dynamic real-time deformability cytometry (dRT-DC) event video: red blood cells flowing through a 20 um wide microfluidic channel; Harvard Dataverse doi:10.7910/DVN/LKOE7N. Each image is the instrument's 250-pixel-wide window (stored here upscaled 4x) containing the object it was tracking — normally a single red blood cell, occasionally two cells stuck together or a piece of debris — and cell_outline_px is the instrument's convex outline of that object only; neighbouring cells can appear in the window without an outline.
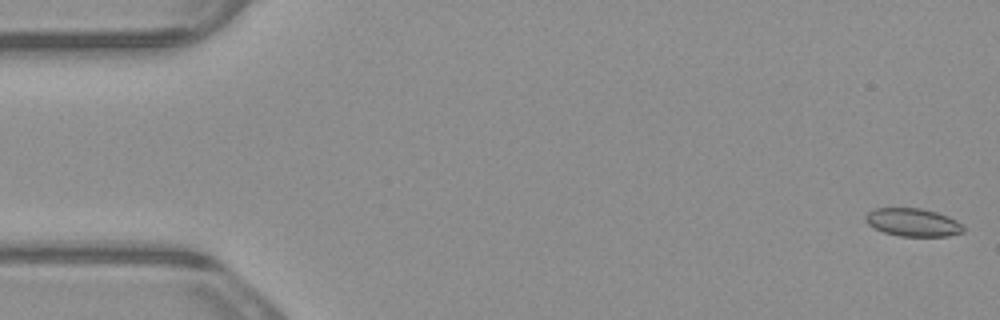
{"species": "common noctule bat (a hibernating species)", "species_latin": "Nyctalus noctula", "temperature_condition": "warm", "stored_images_in_passage": 5, "camera_frame_rate_fps": 3000, "um_per_image_px": 0.085, "animal": {"sex": "male", "body_mass_g": 23.1, "forearm_length_mm": 52.7}, "frame": {"image": 1, "passage_image": 1, "time_ms": 0.0, "image_size_px": [1000, 320], "cell_outline_px": [[964, 232], [948, 236], [900, 236], [884, 232], [868, 224], [864, 220], [864, 216], [868, 212], [876, 208], [920, 208], [936, 212], [948, 216], [956, 220], [964, 228]], "centroid_in_image_um": [77.59, 18.9], "position_along_channel_um": 7.4, "area_um2": 15.9}}
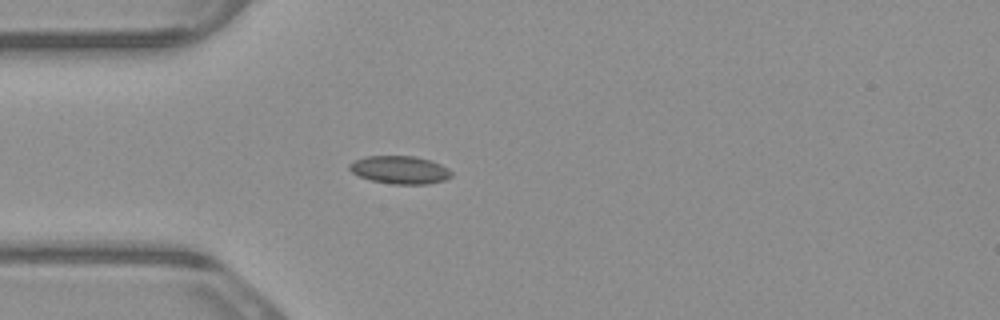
{"frame": {"image": 2, "passage_image": 5, "time_ms": 1.333, "image_size_px": [1000, 320], "cell_outline_px": [[452, 176], [444, 180], [428, 184], [392, 184], [372, 180], [360, 176], [352, 172], [348, 168], [348, 164], [364, 156], [416, 156], [432, 160], [448, 168], [452, 172]], "centroid_in_image_um": [34.01, 14.43], "position_along_channel_um": 51.0, "area_um2": 16.65}}